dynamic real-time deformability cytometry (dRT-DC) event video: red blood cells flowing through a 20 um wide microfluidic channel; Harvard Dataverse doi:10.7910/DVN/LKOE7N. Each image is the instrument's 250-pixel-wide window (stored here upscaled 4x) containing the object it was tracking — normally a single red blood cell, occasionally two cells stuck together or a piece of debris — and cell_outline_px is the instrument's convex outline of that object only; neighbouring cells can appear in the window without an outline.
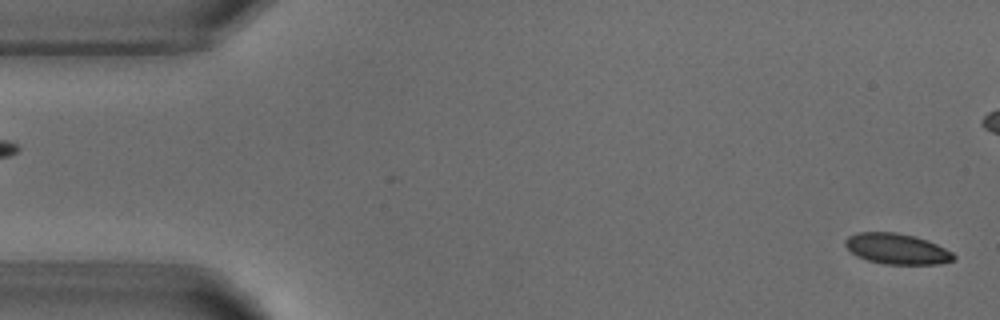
{"species": "common noctule bat (a hibernating species)", "species_latin": "Nyctalus noctula", "temperature_condition": "warm", "stored_images_in_passage": 4, "segment_of_instrument_passage": [2, 2], "camera_frame_rate_fps": 3000, "um_per_image_px": 0.085, "animal": {"sex": "male", "body_mass_g": 18.8}, "frame": {"image": 1, "passage_image": 4, "time_ms": 5.0, "image_size_px": [1000, 320], "cell_outline_px": [[956, 260], [940, 264], [884, 264], [868, 260], [856, 256], [844, 244], [844, 240], [848, 236], [856, 232], [896, 232], [916, 236], [928, 240], [952, 252], [956, 256]], "centroid_in_image_um": [76.24, 21.15], "position_along_channel_um": 8.8, "area_um2": 19.54}}